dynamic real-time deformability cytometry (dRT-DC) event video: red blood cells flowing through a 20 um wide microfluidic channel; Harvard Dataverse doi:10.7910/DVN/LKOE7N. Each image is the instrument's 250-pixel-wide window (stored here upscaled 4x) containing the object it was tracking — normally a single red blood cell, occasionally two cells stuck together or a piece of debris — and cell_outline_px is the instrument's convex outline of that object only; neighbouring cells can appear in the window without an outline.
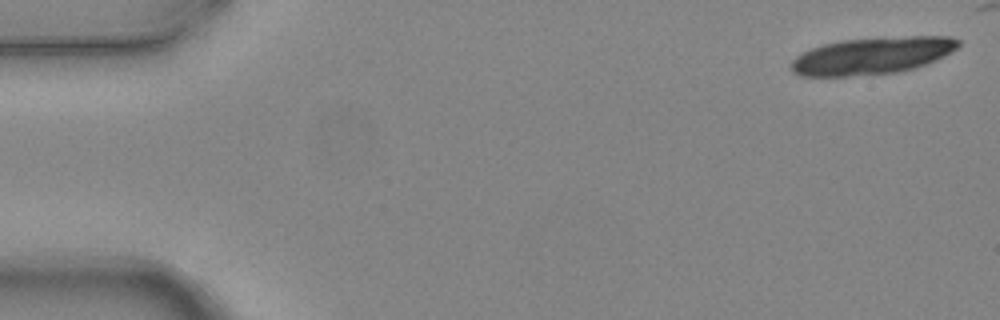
{"species": "common noctule bat (a hibernating species)", "species_latin": "Nyctalus noctula", "temperature_condition": "warm", "stored_images_in_passage": 5, "camera_frame_rate_fps": 3000, "um_per_image_px": 0.085, "animal": {"sex": "female", "body_mass_g": 24.6, "forearm_length_mm": 56.2}, "frame": {"image": 1, "passage_image": 1, "time_ms": 0.0, "image_size_px": [1000, 320], "cell_outline_px": [[960, 44], [952, 52], [936, 60], [912, 68], [896, 72], [848, 76], [800, 76], [792, 72], [792, 60], [796, 56], [820, 44], [840, 40], [908, 36], [948, 36], [960, 40]], "centroid_in_image_um": [74.12, 4.72], "position_along_channel_um": 10.9, "area_um2": 35.95}}
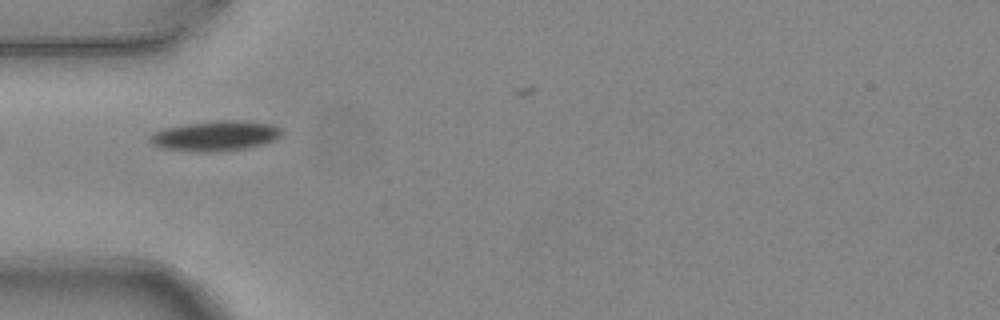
{"frame": {"image": 2, "passage_image": 5, "time_ms": 1.333, "image_size_px": [1000, 320], "cell_outline_px": [[284, 132], [280, 136], [272, 140], [260, 144], [244, 148], [216, 152], [200, 152], [164, 148], [152, 144], [148, 140], [148, 136], [152, 132], [164, 128], [188, 124], [220, 120], [236, 120], [272, 124], [280, 128]], "centroid_in_image_um": [18.27, 11.54], "position_along_channel_um": 66.7, "area_um2": 22.89}}